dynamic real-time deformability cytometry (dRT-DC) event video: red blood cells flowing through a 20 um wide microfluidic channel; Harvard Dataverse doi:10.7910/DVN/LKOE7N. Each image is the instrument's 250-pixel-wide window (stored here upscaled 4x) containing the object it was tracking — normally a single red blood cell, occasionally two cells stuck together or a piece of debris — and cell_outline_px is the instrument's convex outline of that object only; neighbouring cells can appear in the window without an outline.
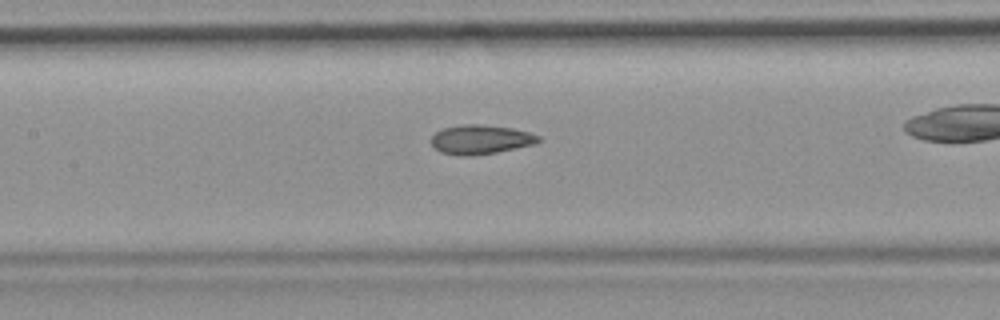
{"species": "common noctule bat (a hibernating species)", "species_latin": "Nyctalus noctula", "temperature_condition": "room temperature", "stored_images_in_passage": 41, "camera_frame_rate_fps": 3000, "um_per_image_px": 0.085, "animal": {"sex": "female", "body_mass_g": 19.9}, "frame": {"image": 1, "passage_image": 24, "time_ms": 7.667, "image_size_px": [1000, 320], "cell_outline_px": [[540, 140], [536, 144], [496, 152], [472, 156], [460, 156], [440, 152], [432, 144], [432, 136], [436, 132], [444, 128], [464, 124], [480, 124], [512, 128], [528, 132], [540, 136]], "centroid_in_image_um": [40.86, 11.86], "position_along_channel_um": 166.5, "area_um2": 18.21}}